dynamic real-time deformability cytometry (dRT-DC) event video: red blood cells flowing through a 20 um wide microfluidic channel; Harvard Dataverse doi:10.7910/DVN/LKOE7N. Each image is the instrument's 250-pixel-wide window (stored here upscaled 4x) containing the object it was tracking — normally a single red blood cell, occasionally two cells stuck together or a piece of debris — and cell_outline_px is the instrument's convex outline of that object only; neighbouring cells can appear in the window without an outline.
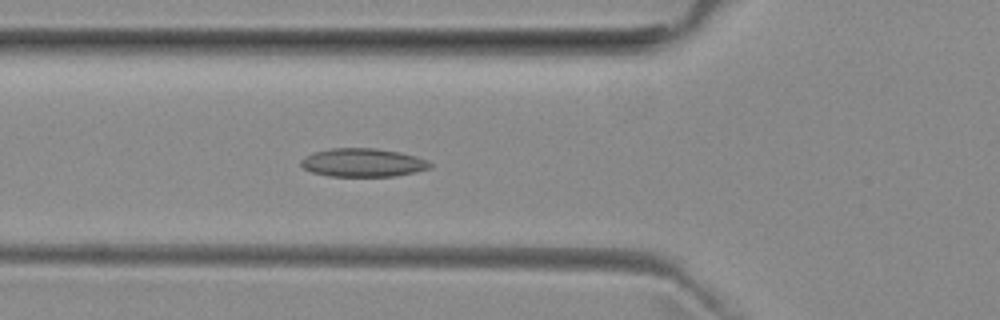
{"species": "common noctule bat (a hibernating species)", "species_latin": "Nyctalus noctula", "temperature_condition": "room temperature", "stored_images_in_passage": 37, "camera_frame_rate_fps": 3000, "um_per_image_px": 0.085, "animal": {"sex": "female", "body_mass_g": 29.2, "forearm_length_mm": 56.3}, "frame": {"image": 1, "passage_image": 7, "time_ms": 2.0, "image_size_px": [1000, 320], "cell_outline_px": [[432, 168], [396, 176], [328, 176], [312, 172], [304, 168], [300, 164], [300, 160], [304, 156], [312, 152], [332, 148], [376, 148], [400, 152], [416, 156], [428, 160], [432, 164]], "centroid_in_image_um": [30.84, 13.82], "position_along_channel_um": 95.0, "area_um2": 21.56}}
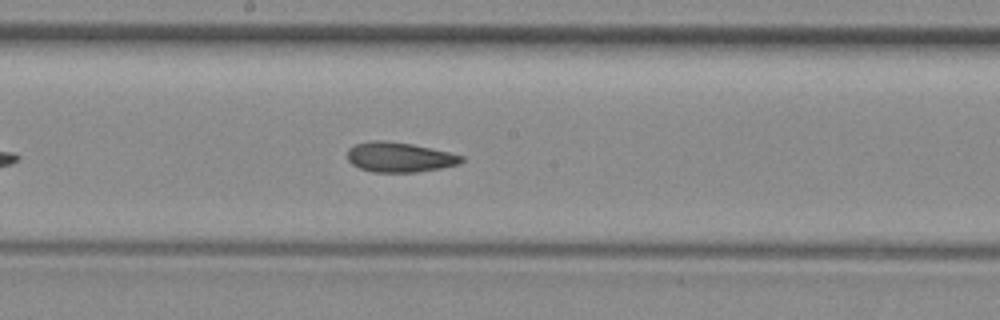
{"frame": {"image": 2, "passage_image": 16, "time_ms": 5.0, "image_size_px": [1000, 320], "cell_outline_px": [[464, 160], [460, 164], [440, 168], [416, 172], [372, 172], [360, 168], [352, 164], [348, 160], [348, 148], [356, 144], [372, 140], [384, 140], [412, 144], [432, 148], [464, 156]], "centroid_in_image_um": [33.96, 13.36], "position_along_channel_um": 214.2, "area_um2": 19.88}}
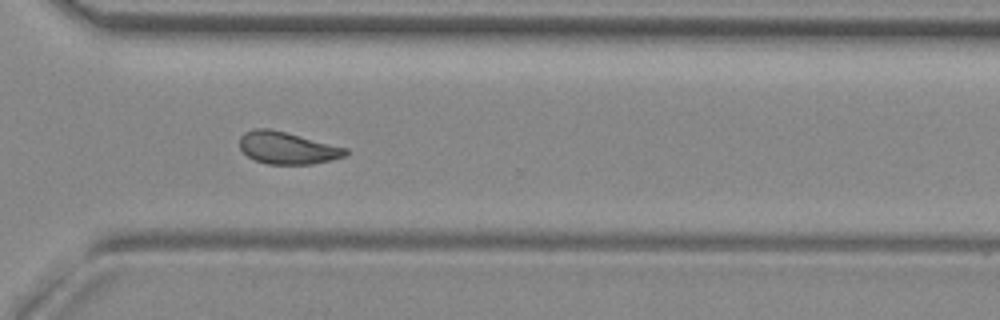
{"frame": {"image": 3, "passage_image": 26, "time_ms": 8.333, "image_size_px": [1000, 320], "cell_outline_px": [[348, 156], [332, 160], [312, 164], [268, 164], [256, 160], [248, 156], [240, 148], [240, 136], [244, 132], [256, 128], [268, 128], [348, 148]], "centroid_in_image_um": [24.44, 12.58], "position_along_channel_um": 346.2, "area_um2": 19.77}, "authors_computed_cell_mechanics": {"area_um2": 19.9988, "velocity_mm_per_s": 3.9627, "shape_relaxation_time_tau1_ms": null, "shape_relaxation_time_tau2_ms": 2.6297, "deformation_change_tau1": null, "deformation_change_tau2": 0.0838}}